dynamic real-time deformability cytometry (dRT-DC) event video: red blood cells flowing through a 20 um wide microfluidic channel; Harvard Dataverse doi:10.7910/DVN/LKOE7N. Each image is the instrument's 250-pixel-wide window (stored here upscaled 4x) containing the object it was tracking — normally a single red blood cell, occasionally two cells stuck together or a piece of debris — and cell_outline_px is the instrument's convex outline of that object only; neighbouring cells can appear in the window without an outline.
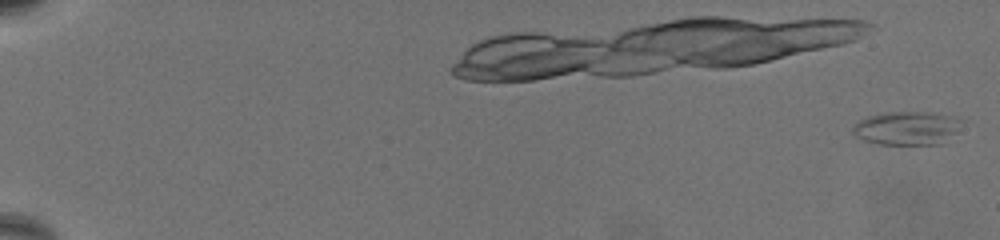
{"species": "common noctule bat (a hibernating species)", "species_latin": "Nyctalus noctula", "temperature_condition": "warm", "stored_images_in_passage": 68, "camera_frame_rate_fps": 3000, "um_per_image_px": 0.085, "animal": {"sex": "female", "body_mass_g": 19.5, "forearm_length_mm": 54.1}, "frame": {"image": 1, "passage_image": 1, "time_ms": 0.0, "image_size_px": [1000, 240], "cell_outline_px": [[964, 120], [956, 132], [944, 144], [880, 144], [864, 140], [856, 136], [852, 132], [852, 128], [860, 120], [868, 116], [884, 112], [928, 112], [952, 116]], "centroid_in_image_um": [77.12, 10.89], "position_along_channel_um": 7.9, "area_um2": 21.33}}
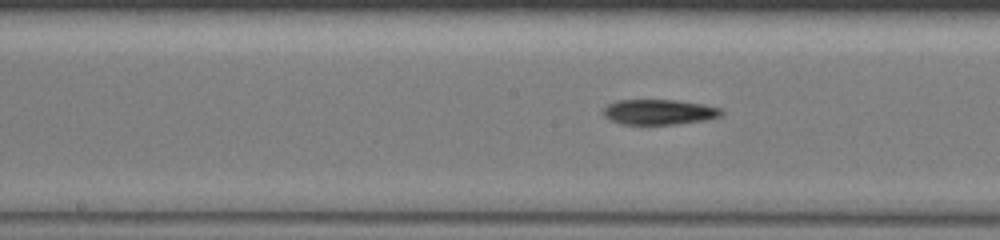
{"frame": {"image": 2, "passage_image": 39, "time_ms": 12.667, "image_size_px": [1000, 240], "cell_outline_px": [[724, 112], [720, 116], [704, 120], [676, 124], [620, 124], [608, 120], [604, 116], [604, 108], [608, 104], [616, 100], [676, 100], [704, 104], [720, 108]], "centroid_in_image_um": [56.0, 9.52], "position_along_channel_um": 192.2, "area_um2": 17.4}}
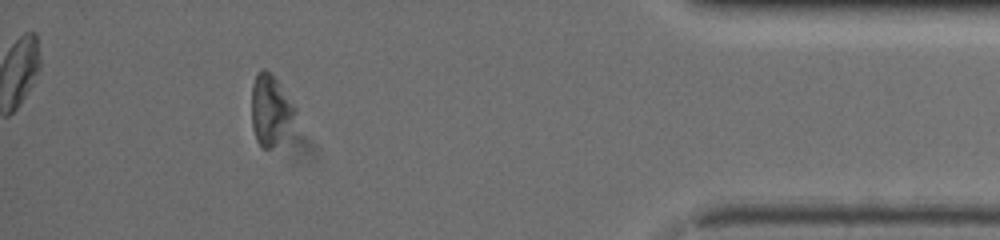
{"frame": {"image": 3, "passage_image": 63, "time_ms": 20.667, "image_size_px": [1000, 240], "cell_outline_px": [[296, 112], [272, 148], [260, 148], [256, 140], [252, 128], [252, 84], [256, 76], [264, 68], [276, 80], [296, 108]], "centroid_in_image_um": [22.92, 9.34], "position_along_channel_um": 412.3, "area_um2": 16.94}, "authors_computed_cell_mechanics": {"area_um2": 17.629, "velocity_mm_per_s": 3.2463, "shape_relaxation_time_tau1_ms": 6.1835, "shape_relaxation_time_tau2_ms": null, "deformation_change_tau1": 0.1954, "deformation_change_tau2": null}}